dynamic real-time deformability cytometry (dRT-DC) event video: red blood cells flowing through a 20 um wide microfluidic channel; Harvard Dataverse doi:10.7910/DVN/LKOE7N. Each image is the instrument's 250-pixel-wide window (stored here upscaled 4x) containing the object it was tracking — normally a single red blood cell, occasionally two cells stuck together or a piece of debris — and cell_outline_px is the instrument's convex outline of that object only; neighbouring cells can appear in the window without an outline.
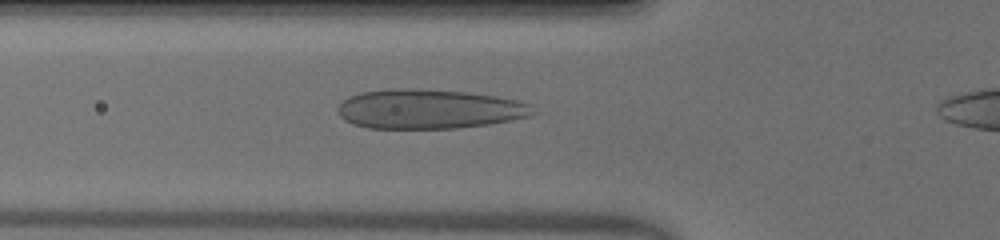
{"species": "human", "species_latin": "Homo sapiens", "temperature_condition": "warm", "stored_images_in_passage": 34, "camera_frame_rate_fps": 3000, "um_per_image_px": 0.085, "donor": {"sex": "male"}, "frame": {"image": 1, "passage_image": 6, "time_ms": 1.667, "image_size_px": [1000, 240], "cell_outline_px": [[540, 112], [532, 116], [512, 120], [488, 124], [456, 128], [368, 128], [352, 124], [344, 120], [340, 116], [336, 108], [348, 96], [360, 92], [388, 88], [412, 88], [464, 92], [496, 96], [516, 100], [532, 104]], "centroid_in_image_um": [36.5, 9.26], "position_along_channel_um": 89.3, "area_um2": 45.37}}
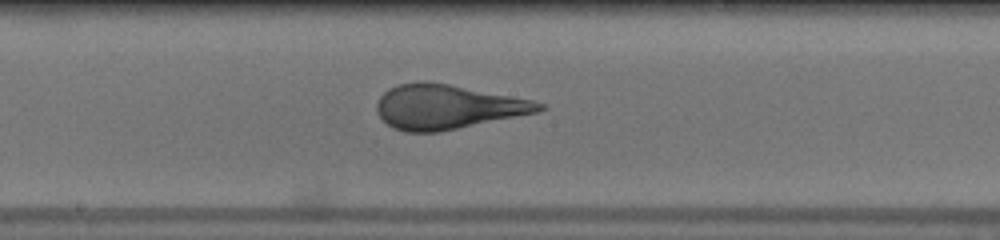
{"frame": {"image": 2, "passage_image": 15, "time_ms": 4.667, "image_size_px": [1000, 240], "cell_outline_px": [[548, 108], [536, 112], [440, 132], [404, 132], [392, 128], [376, 112], [376, 104], [380, 96], [388, 88], [396, 84], [420, 80], [424, 80], [448, 84], [532, 100], [548, 104]], "centroid_in_image_um": [37.98, 9.07], "position_along_channel_um": 210.2, "area_um2": 42.08}}
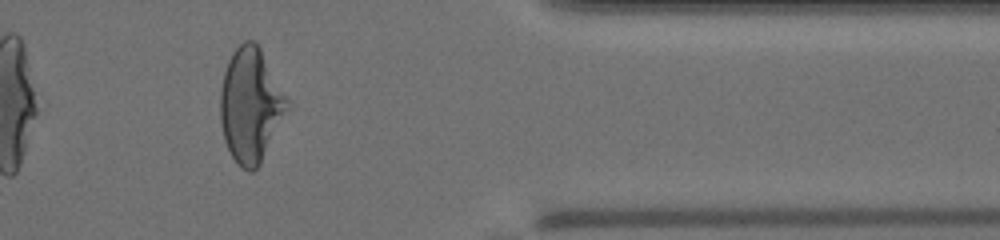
{"frame": {"image": 3, "passage_image": 30, "time_ms": 9.667, "image_size_px": [1000, 240], "cell_outline_px": [[288, 108], [260, 164], [252, 172], [248, 172], [232, 156], [224, 140], [220, 120], [220, 88], [224, 72], [228, 60], [232, 52], [244, 40], [252, 40], [260, 48], [288, 100]], "centroid_in_image_um": [21.27, 8.93], "position_along_channel_um": 390.1, "area_um2": 43.81}, "authors_computed_cell_mechanics": {"area_um2": 42.6275, "velocity_mm_per_s": 4.0043, "shape_relaxation_time_tau1_ms": 6.5524, "shape_relaxation_time_tau2_ms": null, "deformation_change_tau1": 0.2715, "deformation_change_tau2": null}}